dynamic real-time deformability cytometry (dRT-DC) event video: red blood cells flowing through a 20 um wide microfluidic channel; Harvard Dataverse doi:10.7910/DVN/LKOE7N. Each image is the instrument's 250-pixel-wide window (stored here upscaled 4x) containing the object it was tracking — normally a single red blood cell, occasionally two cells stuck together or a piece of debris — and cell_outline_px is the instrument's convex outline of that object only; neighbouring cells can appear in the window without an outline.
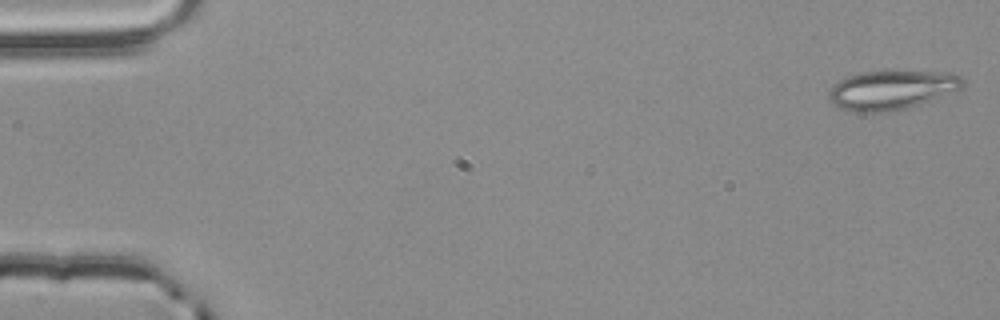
{"species": "common noctule bat (a hibernating species)", "species_latin": "Nyctalus noctula", "temperature_condition": "room temperature", "stored_images_in_passage": 54, "camera_frame_rate_fps": 3000, "um_per_image_px": 0.085, "animal": {"sex": "male", "body_mass_g": 20.4}, "frame": {"image": 1, "passage_image": 1, "time_ms": 0.0, "image_size_px": [1000, 320], "cell_outline_px": [[964, 84], [960, 88], [952, 92], [904, 108], [888, 112], [852, 112], [836, 104], [828, 96], [828, 92], [832, 84], [848, 76], [860, 72], [952, 72], [960, 76], [964, 80]], "centroid_in_image_um": [75.76, 7.64], "position_along_channel_um": 9.2, "area_um2": 29.88}}
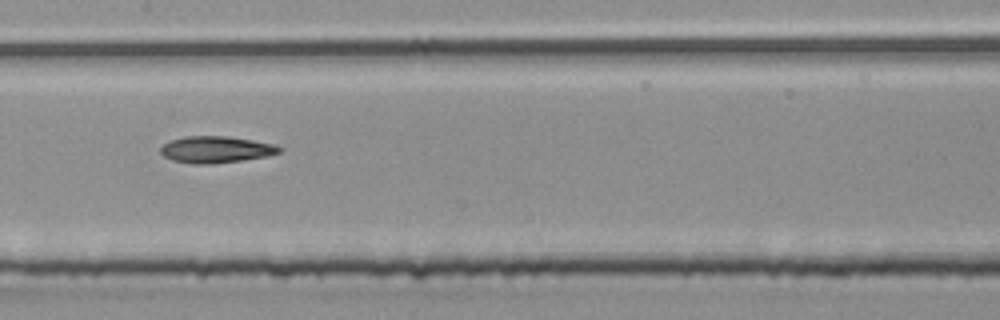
{"frame": {"image": 2, "passage_image": 27, "time_ms": 8.667, "image_size_px": [1000, 320], "cell_outline_px": [[280, 152], [268, 156], [244, 160], [208, 164], [192, 164], [172, 160], [164, 156], [160, 152], [160, 148], [164, 144], [172, 140], [184, 136], [228, 136], [276, 144], [280, 148]], "centroid_in_image_um": [18.35, 12.71], "position_along_channel_um": 189.0, "area_um2": 18.44}}
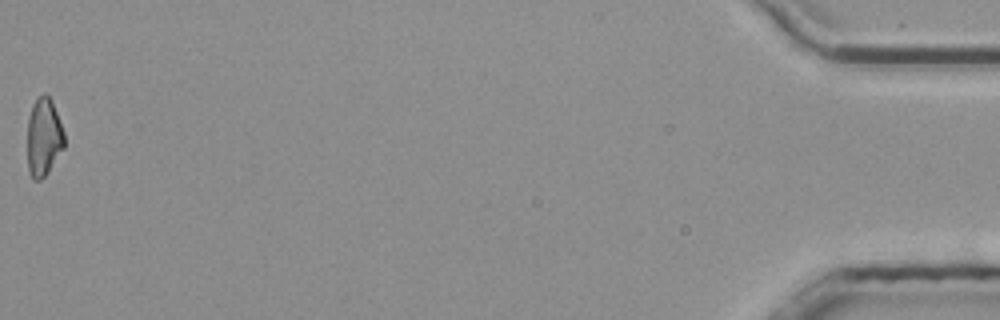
{"frame": {"image": 3, "passage_image": 54, "time_ms": 17.667, "image_size_px": [1000, 320], "cell_outline_px": [[64, 148], [44, 176], [40, 180], [32, 180], [28, 168], [28, 116], [32, 104], [44, 92], [52, 100], [64, 132]], "centroid_in_image_um": [3.71, 11.64], "position_along_channel_um": 431.5, "area_um2": 16.7}, "authors_computed_cell_mechanics": {"area_um2": 18.3226, "velocity_mm_per_s": 3.8572, "shape_relaxation_time_tau1_ms": 10.1205, "shape_relaxation_time_tau2_ms": 7.612, "deformation_change_tau1": 0.2045, "deformation_change_tau2": 0.1803}}